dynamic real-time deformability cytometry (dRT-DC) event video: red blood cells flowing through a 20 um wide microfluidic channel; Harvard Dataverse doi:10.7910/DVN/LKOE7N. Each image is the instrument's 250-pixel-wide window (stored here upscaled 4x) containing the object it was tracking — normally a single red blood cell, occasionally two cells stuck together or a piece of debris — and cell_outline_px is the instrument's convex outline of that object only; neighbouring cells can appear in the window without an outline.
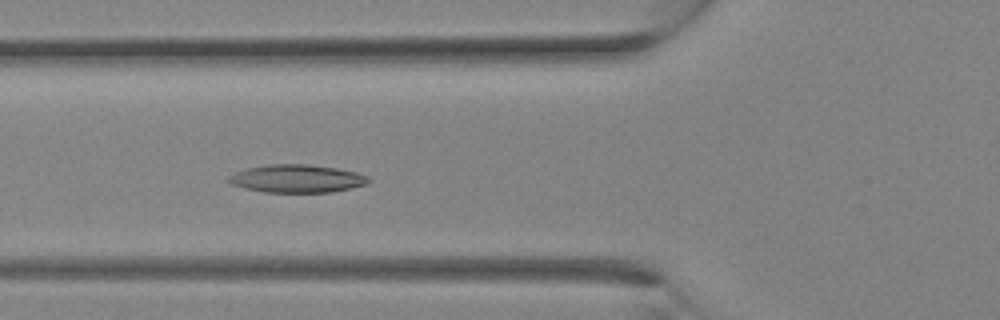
{"species": "Egyptian fruit bat (a non-hibernating species)", "species_latin": "Rousettus aegyptiacus", "temperature_condition": "room temperature", "stored_images_in_passage": 28, "camera_frame_rate_fps": 3000, "um_per_image_px": 0.085, "animal": {"sex": "female"}, "frame": {"image": 1, "passage_image": 10, "time_ms": 3.0, "image_size_px": [1000, 320], "cell_outline_px": [[372, 180], [368, 184], [352, 188], [332, 192], [264, 192], [244, 188], [232, 184], [228, 180], [228, 176], [236, 172], [248, 168], [268, 164], [308, 164], [336, 168], [356, 172], [368, 176]], "centroid_in_image_um": [25.28, 15.18], "position_along_channel_um": 100.5, "area_um2": 22.83}}
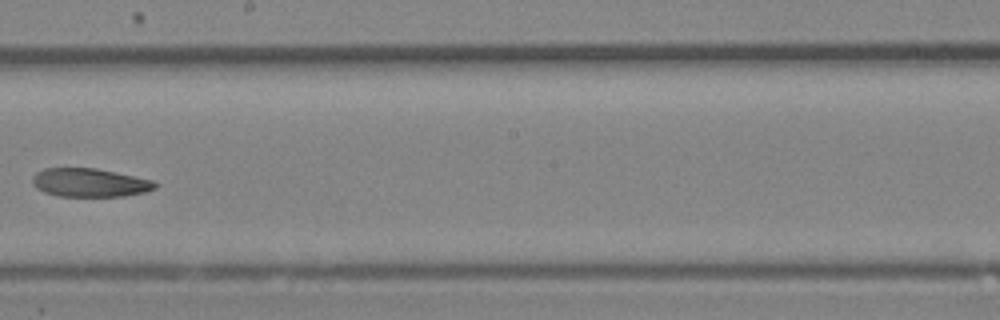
{"frame": {"image": 2, "passage_image": 16, "time_ms": 5.0, "image_size_px": [1000, 320], "cell_outline_px": [[156, 188], [144, 192], [124, 196], [60, 196], [44, 192], [36, 188], [32, 184], [32, 176], [36, 172], [44, 168], [96, 168], [156, 180]], "centroid_in_image_um": [7.63, 15.51], "position_along_channel_um": 240.6, "area_um2": 20.52}}
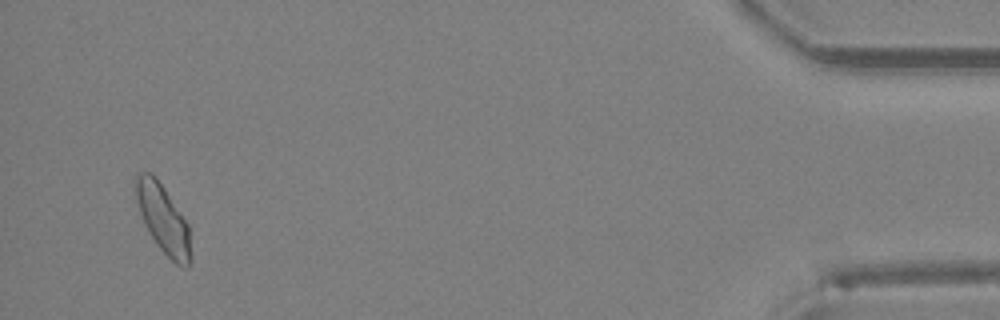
{"frame": {"image": 3, "passage_image": 27, "time_ms": 8.667, "image_size_px": [1000, 320], "cell_outline_px": [[192, 260], [188, 268], [184, 268], [176, 264], [156, 244], [148, 232], [144, 224], [132, 188], [136, 172], [152, 172], [164, 188], [188, 224], [192, 256]], "centroid_in_image_um": [13.84, 18.59], "position_along_channel_um": 421.4, "area_um2": 22.31}}